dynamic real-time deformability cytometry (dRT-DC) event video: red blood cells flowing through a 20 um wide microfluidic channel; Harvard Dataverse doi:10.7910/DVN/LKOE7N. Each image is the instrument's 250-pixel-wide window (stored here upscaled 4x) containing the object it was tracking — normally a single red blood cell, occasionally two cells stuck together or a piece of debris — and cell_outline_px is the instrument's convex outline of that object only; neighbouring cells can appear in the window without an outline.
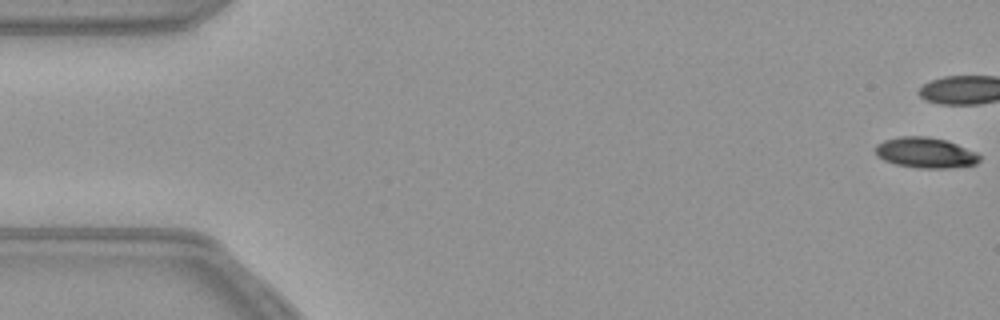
{"species": "common noctule bat (a hibernating species)", "species_latin": "Nyctalus noctula", "temperature_condition": "warm", "stored_images_in_passage": 42, "camera_frame_rate_fps": 3000, "um_per_image_px": 0.085, "animal": {"sex": "female", "body_mass_g": 21.9}, "frame": {"image": 1, "passage_image": 1, "time_ms": 0.0, "image_size_px": [1000, 320], "cell_outline_px": [[980, 160], [976, 164], [952, 168], [920, 168], [896, 164], [884, 160], [876, 156], [876, 144], [884, 140], [900, 136], [924, 136], [944, 140], [956, 144], [976, 152], [980, 156]], "centroid_in_image_um": [78.65, 12.98], "position_along_channel_um": 6.3, "area_um2": 18.44}}